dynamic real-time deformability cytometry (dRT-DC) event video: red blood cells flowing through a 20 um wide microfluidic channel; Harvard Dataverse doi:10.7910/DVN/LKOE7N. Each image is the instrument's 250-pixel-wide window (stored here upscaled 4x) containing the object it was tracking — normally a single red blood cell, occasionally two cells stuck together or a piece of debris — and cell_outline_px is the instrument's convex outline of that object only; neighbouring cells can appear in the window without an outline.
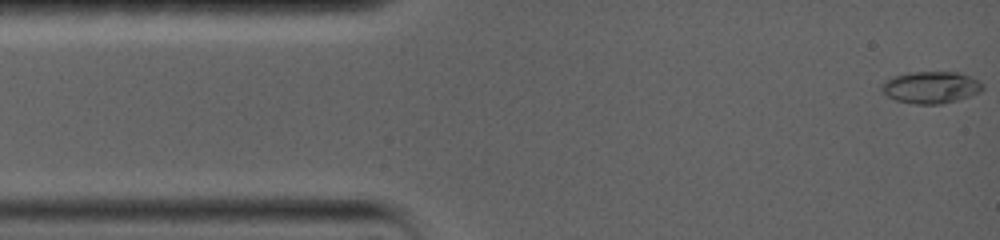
{"species": "common noctule bat (a hibernating species)", "species_latin": "Nyctalus noctula", "temperature_condition": "warm", "stored_images_in_passage": 46, "camera_frame_rate_fps": 5000, "um_per_image_px": 0.085, "animal": {"sex": "female", "body_mass_g": 19.0, "forearm_length_mm": 56.7}, "frame": {"image": 1, "passage_image": 1, "time_ms": 0.0, "image_size_px": [1000, 240], "cell_outline_px": [[984, 88], [980, 92], [956, 100], [940, 104], [912, 104], [896, 100], [880, 92], [880, 84], [892, 76], [912, 72], [960, 72], [972, 76], [980, 80], [984, 84]], "centroid_in_image_um": [79.12, 7.41], "position_along_channel_um": 5.9, "area_um2": 19.07}}
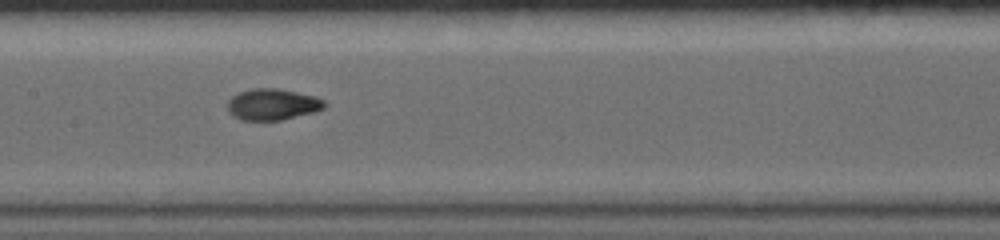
{"frame": {"image": 2, "passage_image": 19, "time_ms": 7.2, "image_size_px": [1000, 240], "cell_outline_px": [[328, 104], [324, 108], [312, 112], [284, 120], [240, 120], [232, 116], [228, 112], [228, 100], [232, 96], [240, 92], [252, 88], [276, 88], [316, 96], [324, 100]], "centroid_in_image_um": [23.16, 8.88], "position_along_channel_um": 184.2, "area_um2": 17.8}}
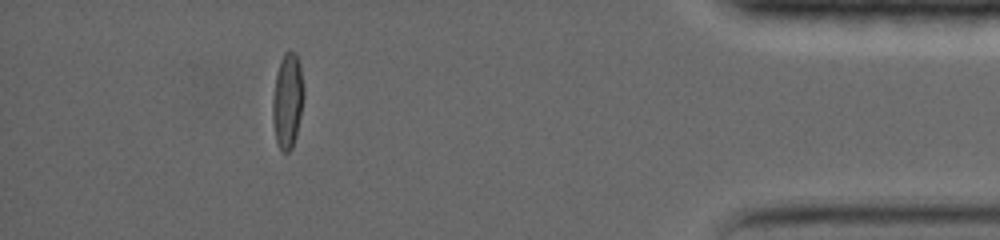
{"frame": {"image": 3, "passage_image": 38, "time_ms": 15.0, "image_size_px": [1000, 240], "cell_outline_px": [[304, 96], [296, 136], [292, 148], [288, 152], [284, 152], [276, 144], [272, 120], [272, 100], [276, 72], [280, 60], [284, 52], [296, 52], [300, 64], [304, 88]], "centroid_in_image_um": [24.43, 8.55], "position_along_channel_um": 410.8, "area_um2": 17.51}, "authors_computed_cell_mechanics": {"area_um2": 17.34, "velocity_mm_per_s": 3.5987, "shape_relaxation_time_tau1_ms": 7.1, "shape_relaxation_time_tau2_ms": null, "deformation_change_tau1": 0.2961, "deformation_change_tau2": null}}